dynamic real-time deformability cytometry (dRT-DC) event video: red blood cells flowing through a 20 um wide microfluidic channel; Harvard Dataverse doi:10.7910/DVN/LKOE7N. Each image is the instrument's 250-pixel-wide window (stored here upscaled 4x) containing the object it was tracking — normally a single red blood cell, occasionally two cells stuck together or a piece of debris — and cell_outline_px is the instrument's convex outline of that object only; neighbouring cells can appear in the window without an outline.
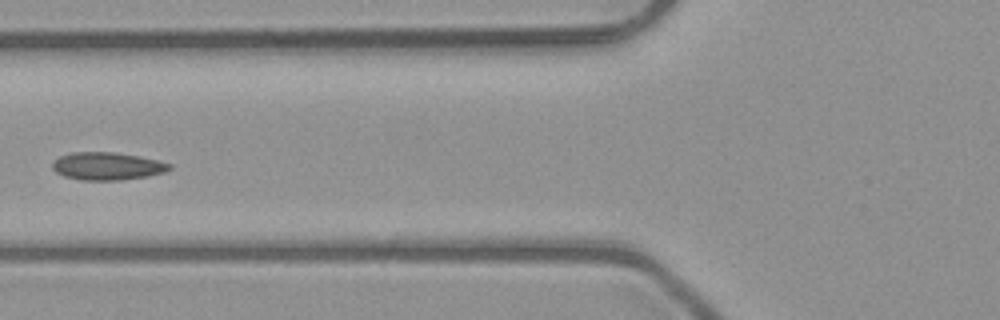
{"species": "common noctule bat (a hibernating species)", "species_latin": "Nyctalus noctula", "temperature_condition": "room temperature", "stored_images_in_passage": 5, "camera_frame_rate_fps": 3000, "um_per_image_px": 0.085, "animal": {"sex": "male", "body_mass_g": 23.1, "forearm_length_mm": 52.7}, "frame": {"image": 1, "passage_image": 5, "time_ms": 1.333, "image_size_px": [1000, 320], "cell_outline_px": [[172, 168], [164, 172], [148, 176], [120, 180], [80, 180], [64, 176], [56, 172], [52, 168], [52, 160], [60, 156], [72, 152], [116, 152], [140, 156], [172, 164]], "centroid_in_image_um": [9.1, 14.11], "position_along_channel_um": 116.7, "area_um2": 19.02}}